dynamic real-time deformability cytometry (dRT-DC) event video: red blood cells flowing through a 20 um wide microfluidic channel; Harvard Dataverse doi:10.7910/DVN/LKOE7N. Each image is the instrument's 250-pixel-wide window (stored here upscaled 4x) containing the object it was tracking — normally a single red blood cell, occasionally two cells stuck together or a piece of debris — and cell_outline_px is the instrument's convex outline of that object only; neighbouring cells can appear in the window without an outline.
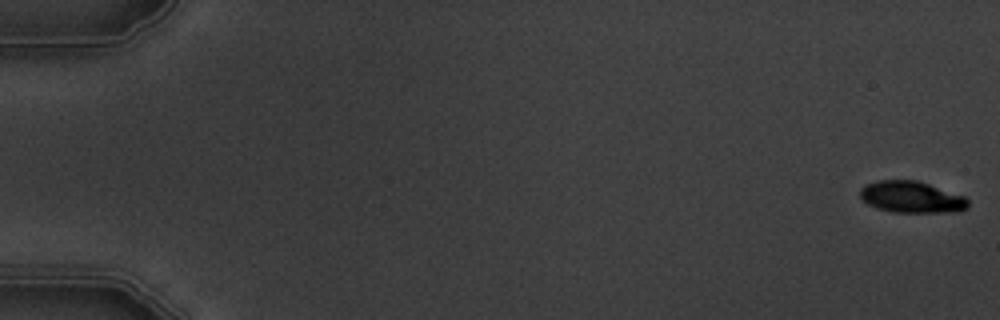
{"species": "common noctule bat (a hibernating species)", "species_latin": "Nyctalus noctula", "temperature_condition": "warm", "stored_images_in_passage": 6, "camera_frame_rate_fps": 3000, "um_per_image_px": 0.085, "animal": {"sex": "male", "body_mass_g": 19.5, "forearm_length_mm": 54.6}, "frame": {"image": 1, "passage_image": 1, "time_ms": 0.0, "image_size_px": [1000, 320], "cell_outline_px": [[968, 208], [960, 212], [892, 212], [876, 208], [868, 204], [860, 196], [860, 188], [864, 184], [876, 180], [916, 180], [964, 196], [968, 200]], "centroid_in_image_um": [77.46, 16.75], "position_along_channel_um": 7.5, "area_um2": 19.94}}
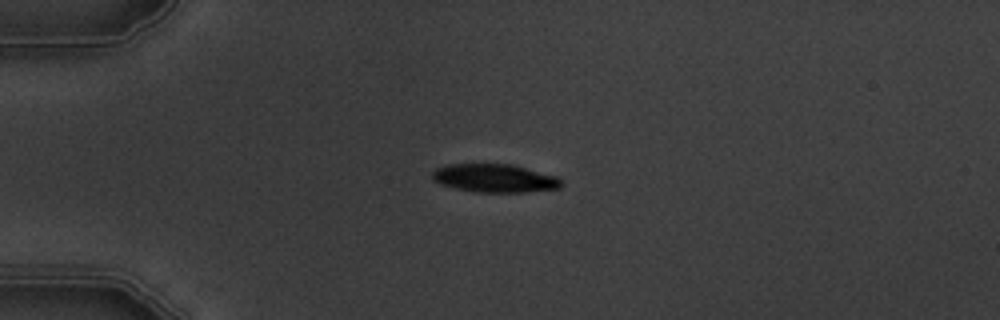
{"frame": {"image": 2, "passage_image": 5, "time_ms": 4.667, "image_size_px": [1000, 320], "cell_outline_px": [[564, 184], [560, 188], [528, 192], [472, 192], [440, 184], [432, 180], [432, 172], [436, 168], [444, 164], [512, 164], [556, 176]], "centroid_in_image_um": [42.02, 15.15], "position_along_channel_um": 43.0, "area_um2": 21.44}}